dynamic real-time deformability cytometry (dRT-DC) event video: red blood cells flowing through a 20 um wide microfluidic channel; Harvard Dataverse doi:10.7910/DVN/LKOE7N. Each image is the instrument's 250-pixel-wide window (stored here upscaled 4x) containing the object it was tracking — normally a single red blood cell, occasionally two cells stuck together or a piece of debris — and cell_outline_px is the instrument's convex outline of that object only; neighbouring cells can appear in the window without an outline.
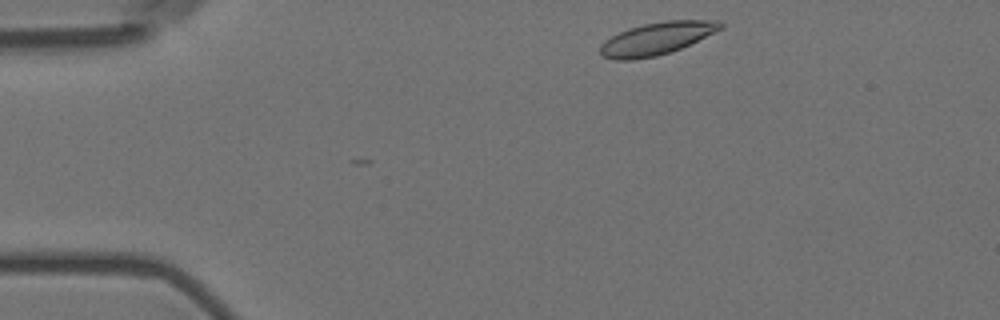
{"species": "Egyptian fruit bat (a non-hibernating species)", "species_latin": "Rousettus aegyptiacus", "temperature_condition": "room temperature", "stored_images_in_passage": 2, "camera_frame_rate_fps": 3000, "um_per_image_px": 0.085, "animal": {"sex": "female"}, "frame": {"image": 1, "passage_image": 1, "time_ms": 0.0, "image_size_px": [1000, 320], "cell_outline_px": [[724, 28], [680, 48], [656, 56], [632, 60], [616, 60], [600, 56], [600, 44], [604, 40], [628, 28], [644, 24], [664, 20], [720, 20], [724, 24]], "centroid_in_image_um": [55.81, 3.27], "position_along_channel_um": 29.2, "area_um2": 22.77}}